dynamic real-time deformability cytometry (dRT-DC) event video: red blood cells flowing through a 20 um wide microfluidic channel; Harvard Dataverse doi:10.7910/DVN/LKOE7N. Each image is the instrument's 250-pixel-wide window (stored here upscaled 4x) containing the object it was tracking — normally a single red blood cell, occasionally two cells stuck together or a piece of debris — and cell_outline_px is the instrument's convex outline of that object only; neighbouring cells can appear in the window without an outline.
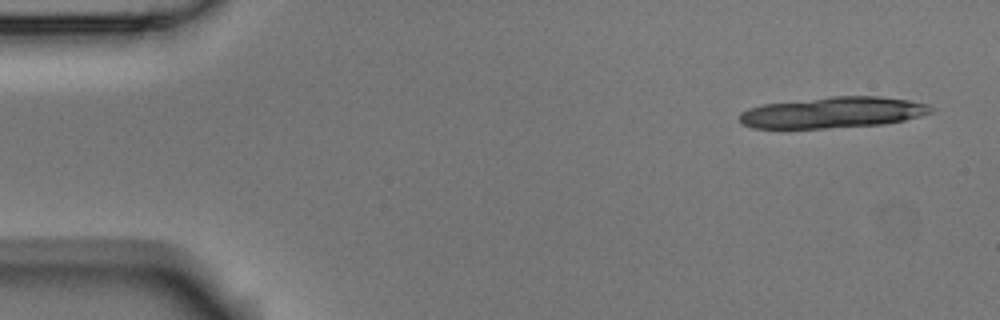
{"species": "Egyptian fruit bat (a non-hibernating species)", "species_latin": "Rousettus aegyptiacus", "temperature_condition": "room temperature", "stored_images_in_passage": 4, "camera_frame_rate_fps": 3000, "um_per_image_px": 0.085, "animal": {"sex": "male"}, "frame": {"image": 1, "passage_image": 1, "time_ms": 0.0, "image_size_px": [1000, 320], "cell_outline_px": [[936, 108], [932, 112], [920, 116], [904, 120], [884, 124], [824, 128], [752, 128], [740, 124], [740, 112], [748, 108], [764, 104], [832, 96], [880, 96], [908, 100], [928, 104]], "centroid_in_image_um": [70.8, 9.56], "position_along_channel_um": 14.2, "area_um2": 34.74}}